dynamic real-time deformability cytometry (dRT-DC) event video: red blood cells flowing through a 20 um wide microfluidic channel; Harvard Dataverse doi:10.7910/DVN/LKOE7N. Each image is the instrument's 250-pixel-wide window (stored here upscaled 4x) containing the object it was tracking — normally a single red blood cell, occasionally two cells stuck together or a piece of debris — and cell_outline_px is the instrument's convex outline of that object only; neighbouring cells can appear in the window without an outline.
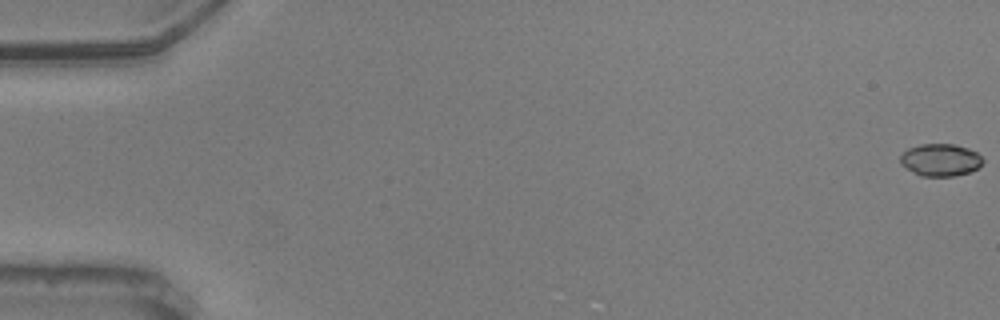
{"species": "common noctule bat (a hibernating species)", "species_latin": "Nyctalus noctula", "temperature_condition": "warm", "stored_images_in_passage": 58, "camera_frame_rate_fps": 3000, "um_per_image_px": 0.085, "animal": {"sex": "male", "body_mass_g": 20.5, "forearm_length_mm": 52.5}, "frame": {"image": 1, "passage_image": 1, "time_ms": 0.0, "image_size_px": [1000, 320], "cell_outline_px": [[984, 160], [972, 172], [956, 176], [920, 176], [900, 164], [900, 156], [908, 148], [920, 144], [952, 144], [968, 148], [976, 152]], "centroid_in_image_um": [79.93, 13.6], "position_along_channel_um": 5.1, "area_um2": 15.55}}
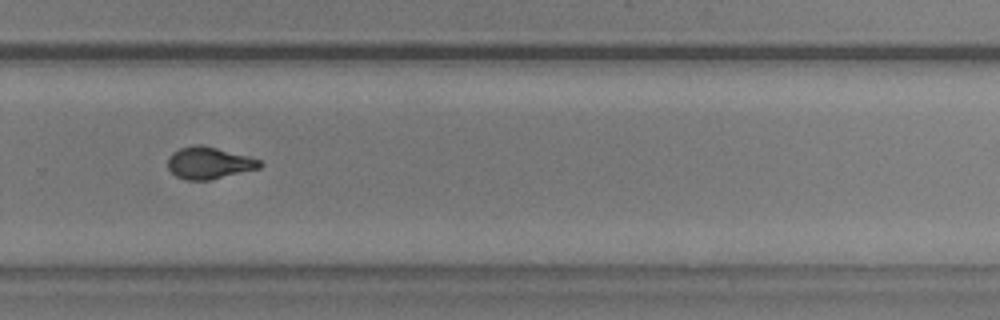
{"frame": {"image": 2, "passage_image": 40, "time_ms": 13.0, "image_size_px": [1000, 320], "cell_outline_px": [[264, 164], [260, 168], [208, 180], [188, 180], [176, 176], [168, 168], [168, 156], [172, 152], [180, 148], [196, 144], [200, 144], [248, 156], [260, 160]], "centroid_in_image_um": [17.75, 13.84], "position_along_channel_um": 312.0, "area_um2": 16.99}}
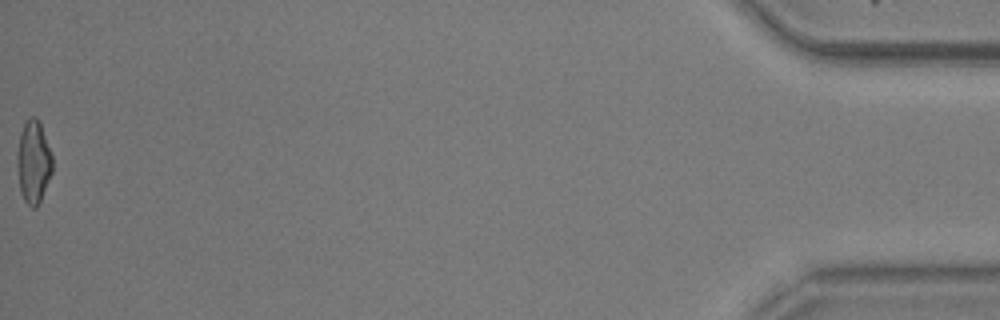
{"frame": {"image": 3, "passage_image": 58, "time_ms": 19.0, "image_size_px": [1000, 320], "cell_outline_px": [[52, 172], [40, 200], [36, 208], [32, 208], [24, 200], [20, 192], [16, 164], [16, 156], [20, 132], [24, 124], [32, 116], [36, 116], [40, 124], [52, 156]], "centroid_in_image_um": [2.81, 13.78], "position_along_channel_um": 432.4, "area_um2": 16.88}, "authors_computed_cell_mechanics": {"area_um2": 16.6175, "velocity_mm_per_s": 3.6249, "shape_relaxation_time_tau1_ms": 3.3176, "shape_relaxation_time_tau2_ms": 1.8966, "deformation_change_tau1": 0.1399, "deformation_change_tau2": 0.0804}}